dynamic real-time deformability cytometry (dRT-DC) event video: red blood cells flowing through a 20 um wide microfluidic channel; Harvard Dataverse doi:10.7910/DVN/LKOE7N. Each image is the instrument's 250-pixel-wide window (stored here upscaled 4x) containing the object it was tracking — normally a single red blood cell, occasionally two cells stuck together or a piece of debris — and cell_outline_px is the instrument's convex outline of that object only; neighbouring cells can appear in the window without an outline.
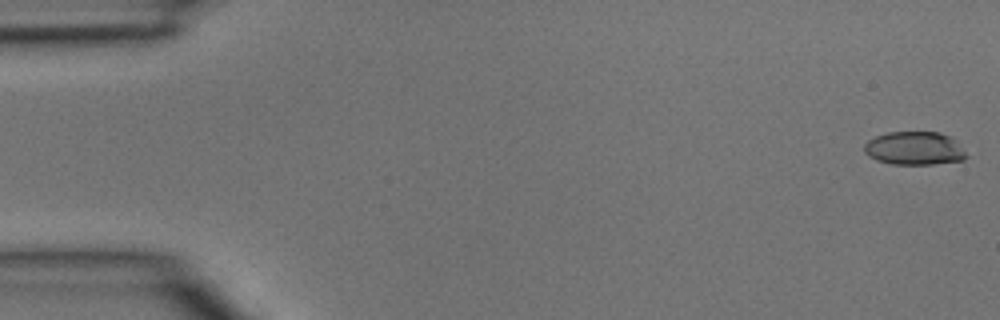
{"species": "common noctule bat (a hibernating species)", "species_latin": "Nyctalus noctula", "temperature_condition": "room temperature", "stored_images_in_passage": 2, "camera_frame_rate_fps": 3000, "um_per_image_px": 0.085, "animal": {"sex": "male", "body_mass_g": 15.6}, "frame": {"image": 1, "passage_image": 2, "time_ms": 0.333, "image_size_px": [1000, 320], "cell_outline_px": [[968, 156], [964, 160], [932, 164], [892, 164], [876, 160], [868, 156], [864, 152], [864, 144], [868, 140], [876, 136], [888, 132], [940, 132], [956, 140]], "centroid_in_image_um": [77.72, 12.61], "position_along_channel_um": 7.3, "area_um2": 19.88}}